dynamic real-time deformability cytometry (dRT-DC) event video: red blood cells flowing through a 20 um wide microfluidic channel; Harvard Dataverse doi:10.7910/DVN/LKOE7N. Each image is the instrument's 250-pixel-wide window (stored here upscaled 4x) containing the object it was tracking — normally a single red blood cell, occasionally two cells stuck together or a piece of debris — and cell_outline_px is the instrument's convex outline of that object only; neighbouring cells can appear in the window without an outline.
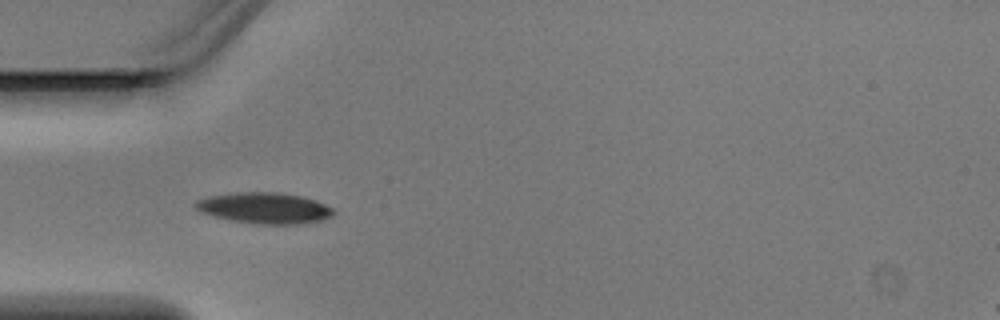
{"species": "Egyptian fruit bat (a non-hibernating species)", "species_latin": "Rousettus aegyptiacus", "temperature_condition": "warm", "stored_images_in_passage": 3, "camera_frame_rate_fps": 3000, "um_per_image_px": 0.085, "animal": {"sex": "male"}, "frame": {"image": 1, "passage_image": 3, "time_ms": 0.667, "image_size_px": [1000, 320], "cell_outline_px": [[336, 212], [332, 216], [320, 220], [296, 224], [260, 224], [232, 220], [212, 216], [200, 212], [196, 208], [196, 200], [208, 196], [236, 192], [276, 192], [300, 196], [316, 200], [332, 208]], "centroid_in_image_um": [22.47, 17.68], "position_along_channel_um": 62.5, "area_um2": 24.8}}